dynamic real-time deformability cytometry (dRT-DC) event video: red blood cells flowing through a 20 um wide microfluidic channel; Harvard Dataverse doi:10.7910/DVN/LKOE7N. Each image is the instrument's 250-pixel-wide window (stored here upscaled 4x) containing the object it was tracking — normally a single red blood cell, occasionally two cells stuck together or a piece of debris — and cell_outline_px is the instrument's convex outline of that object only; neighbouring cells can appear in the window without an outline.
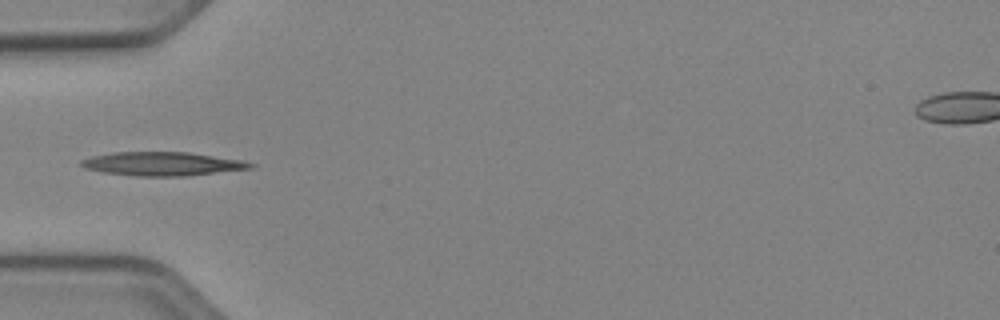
{"species": "Egyptian fruit bat (a non-hibernating species)", "species_latin": "Rousettus aegyptiacus", "temperature_condition": "cold", "stored_images_in_passage": 35, "camera_frame_rate_fps": 3000, "um_per_image_px": 0.085, "animal": {"sex": "female"}, "frame": {"image": 1, "passage_image": 1, "time_ms": 0.0, "image_size_px": [1000, 320], "cell_outline_px": [[256, 168], [188, 176], [136, 176], [100, 172], [84, 168], [80, 164], [80, 160], [92, 156], [112, 152], [188, 152], [240, 160], [256, 164]], "centroid_in_image_um": [13.8, 13.93], "position_along_channel_um": 71.2, "area_um2": 23.58}}